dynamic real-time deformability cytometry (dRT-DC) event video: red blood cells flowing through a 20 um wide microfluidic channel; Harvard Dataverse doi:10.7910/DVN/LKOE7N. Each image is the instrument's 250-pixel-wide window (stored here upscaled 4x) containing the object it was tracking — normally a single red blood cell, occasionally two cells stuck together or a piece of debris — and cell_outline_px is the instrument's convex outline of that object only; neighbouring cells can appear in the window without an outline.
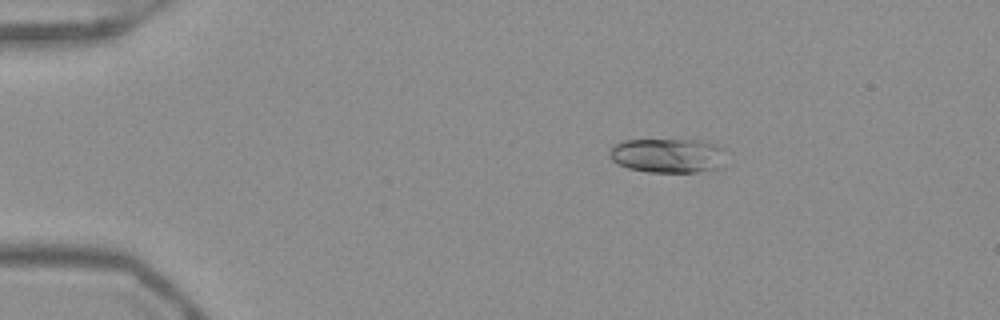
{"species": "Egyptian fruit bat (a non-hibernating species)", "species_latin": "Rousettus aegyptiacus", "temperature_condition": "warm", "stored_images_in_passage": 44, "camera_frame_rate_fps": 3000, "um_per_image_px": 0.085, "frame": {"image": 1, "passage_image": 1, "time_ms": 0.0, "image_size_px": [1000, 320], "cell_outline_px": [[724, 148], [720, 168], [696, 172], [648, 172], [628, 168], [616, 164], [608, 156], [608, 152], [612, 144], [624, 140], [700, 140], [716, 144]], "centroid_in_image_um": [56.7, 13.21], "position_along_channel_um": 28.3, "area_um2": 23.58}}
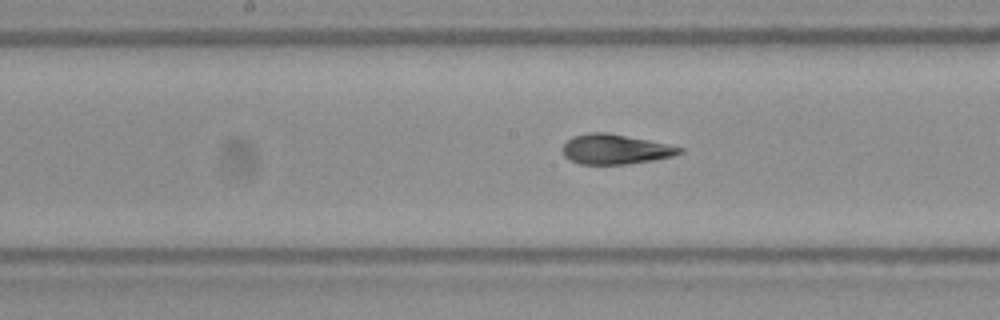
{"frame": {"image": 2, "passage_image": 19, "time_ms": 6.0, "image_size_px": [1000, 320], "cell_outline_px": [[684, 152], [672, 156], [656, 160], [628, 164], [580, 164], [564, 156], [564, 144], [572, 136], [588, 132], [608, 132], [648, 140], [684, 148]], "centroid_in_image_um": [52.32, 12.68], "position_along_channel_um": 195.9, "area_um2": 20.35}}
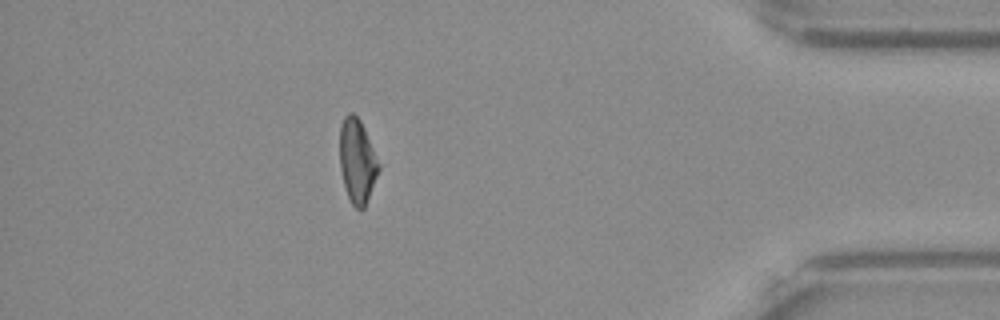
{"frame": {"image": 3, "passage_image": 38, "time_ms": 12.333, "image_size_px": [1000, 320], "cell_outline_px": [[380, 168], [364, 208], [356, 208], [352, 204], [348, 196], [344, 184], [340, 168], [340, 128], [344, 116], [348, 112], [352, 112], [360, 120], [364, 128], [380, 164]], "centroid_in_image_um": [30.36, 13.66], "position_along_channel_um": 404.8, "area_um2": 18.84}, "authors_computed_cell_mechanics": {"area_um2": 20.7502, "velocity_mm_per_s": 3.9322, "shape_relaxation_time_tau1_ms": 3.7827, "shape_relaxation_time_tau2_ms": 1.6968, "deformation_change_tau1": 0.1561, "deformation_change_tau2": 0.1003}}